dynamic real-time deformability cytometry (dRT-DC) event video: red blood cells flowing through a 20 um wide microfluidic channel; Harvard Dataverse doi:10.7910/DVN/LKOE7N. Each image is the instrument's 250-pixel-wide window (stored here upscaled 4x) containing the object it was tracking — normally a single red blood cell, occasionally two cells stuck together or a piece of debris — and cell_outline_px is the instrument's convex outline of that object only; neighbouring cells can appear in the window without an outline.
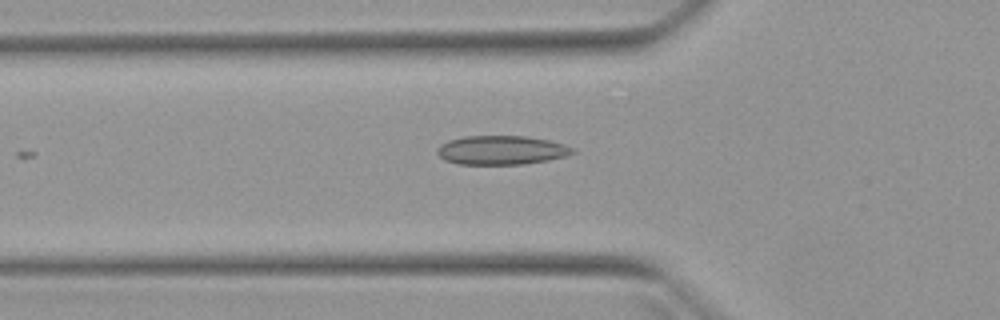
{"species": "Egyptian fruit bat (a non-hibernating species)", "species_latin": "Rousettus aegyptiacus", "temperature_condition": "warm", "stored_images_in_passage": 2, "camera_frame_rate_fps": 3000, "um_per_image_px": 0.085, "animal": {"sex": "female"}, "frame": {"image": 1, "passage_image": 2, "time_ms": 1.0, "image_size_px": [1000, 320], "cell_outline_px": [[576, 152], [564, 156], [548, 160], [524, 164], [456, 164], [444, 160], [436, 152], [436, 148], [440, 144], [448, 140], [464, 136], [524, 136], [548, 140], [564, 144], [576, 148]], "centroid_in_image_um": [42.6, 12.76], "position_along_channel_um": 83.2, "area_um2": 23.0}}